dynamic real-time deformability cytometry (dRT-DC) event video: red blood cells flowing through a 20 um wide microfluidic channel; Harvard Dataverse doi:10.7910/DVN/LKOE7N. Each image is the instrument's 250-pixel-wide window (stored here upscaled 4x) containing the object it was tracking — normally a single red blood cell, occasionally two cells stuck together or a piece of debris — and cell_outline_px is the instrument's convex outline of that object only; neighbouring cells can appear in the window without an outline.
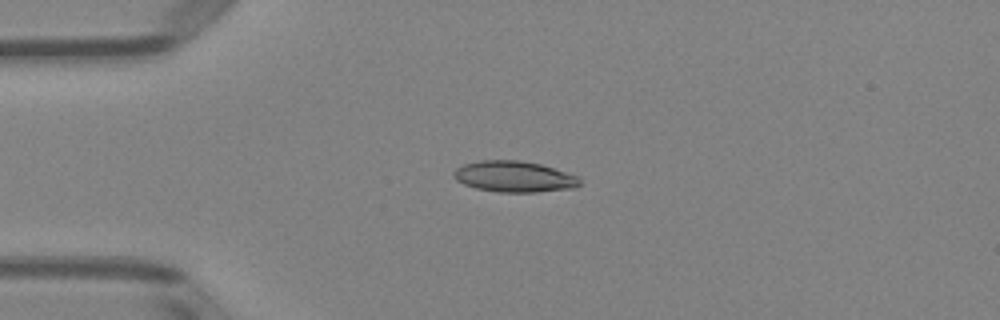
{"species": "Egyptian fruit bat (a non-hibernating species)", "species_latin": "Rousettus aegyptiacus", "temperature_condition": "room temperature", "stored_images_in_passage": 39, "camera_frame_rate_fps": 3000, "um_per_image_px": 0.085, "animal": {"sex": "female"}, "frame": {"image": 1, "passage_image": 1, "time_ms": 0.0, "image_size_px": [1000, 320], "cell_outline_px": [[580, 184], [576, 188], [536, 192], [496, 192], [476, 188], [464, 184], [456, 180], [452, 176], [452, 172], [456, 168], [464, 164], [476, 160], [520, 160], [540, 164], [576, 176], [580, 180]], "centroid_in_image_um": [43.65, 15.01], "position_along_channel_um": 41.3, "area_um2": 22.83}}
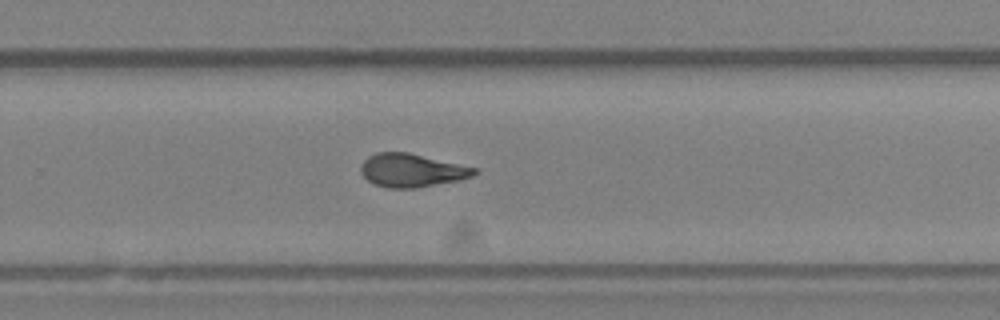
{"frame": {"image": 2, "passage_image": 22, "time_ms": 7.0, "image_size_px": [1000, 320], "cell_outline_px": [[480, 172], [472, 176], [456, 180], [416, 188], [388, 188], [372, 184], [360, 172], [360, 164], [368, 156], [376, 152], [408, 152], [476, 168]], "centroid_in_image_um": [34.95, 14.48], "position_along_channel_um": 294.9, "area_um2": 21.96}}
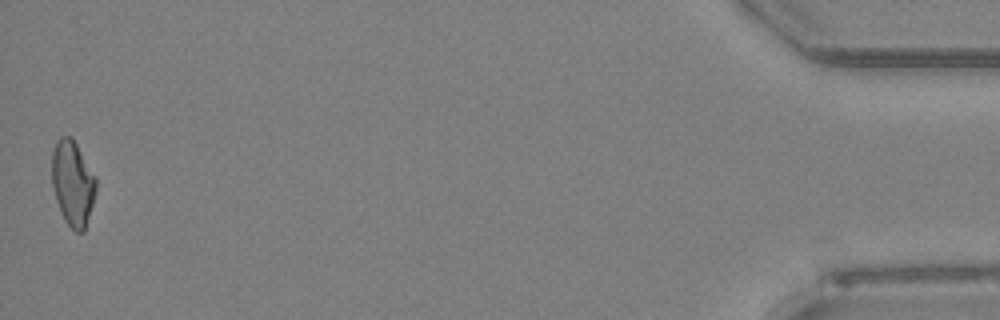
{"frame": {"image": 3, "passage_image": 39, "time_ms": 12.667, "image_size_px": [1000, 320], "cell_outline_px": [[96, 192], [84, 232], [76, 232], [64, 220], [60, 212], [52, 188], [52, 152], [56, 140], [60, 136], [72, 136], [96, 176]], "centroid_in_image_um": [6.18, 15.55], "position_along_channel_um": 429.0, "area_um2": 22.14}, "authors_computed_cell_mechanics": {"area_um2": 22.0218, "velocity_mm_per_s": 4.0017, "shape_relaxation_time_tau1_ms": 1.7598, "shape_relaxation_time_tau2_ms": 3.0001, "deformation_change_tau1": 0.4737, "deformation_change_tau2": 0.0976}}